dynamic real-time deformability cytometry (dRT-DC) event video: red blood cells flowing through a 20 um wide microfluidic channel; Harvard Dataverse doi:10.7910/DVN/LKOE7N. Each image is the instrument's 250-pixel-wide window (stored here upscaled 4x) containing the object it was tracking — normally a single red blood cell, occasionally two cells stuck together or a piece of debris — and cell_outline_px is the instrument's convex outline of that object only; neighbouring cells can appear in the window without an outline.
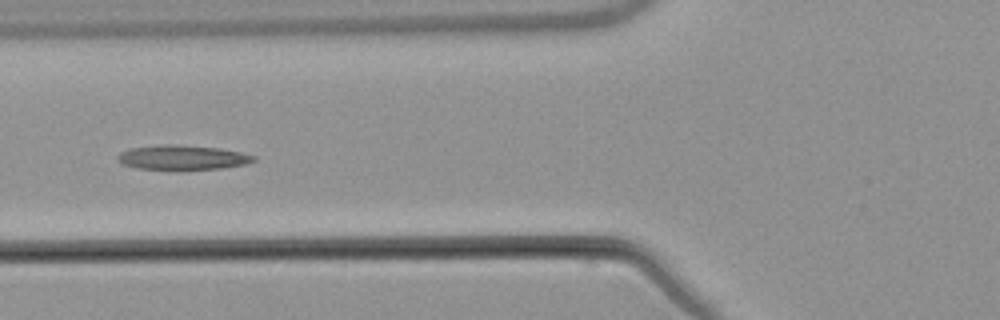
{"species": "common noctule bat (a hibernating species)", "species_latin": "Nyctalus noctula", "temperature_condition": "warm", "stored_images_in_passage": 6, "camera_frame_rate_fps": 3000, "um_per_image_px": 0.085, "animal": {"sex": "male", "body_mass_g": 21.5, "forearm_length_mm": 52.0}, "frame": {"image": 1, "passage_image": 6, "time_ms": 6.0, "image_size_px": [1000, 320], "cell_outline_px": [[256, 160], [244, 164], [220, 168], [180, 172], [136, 168], [120, 164], [116, 156], [120, 152], [132, 148], [164, 144], [176, 144], [220, 148], [240, 152], [256, 156]], "centroid_in_image_um": [15.46, 13.42], "position_along_channel_um": 110.3, "area_um2": 20.23}}